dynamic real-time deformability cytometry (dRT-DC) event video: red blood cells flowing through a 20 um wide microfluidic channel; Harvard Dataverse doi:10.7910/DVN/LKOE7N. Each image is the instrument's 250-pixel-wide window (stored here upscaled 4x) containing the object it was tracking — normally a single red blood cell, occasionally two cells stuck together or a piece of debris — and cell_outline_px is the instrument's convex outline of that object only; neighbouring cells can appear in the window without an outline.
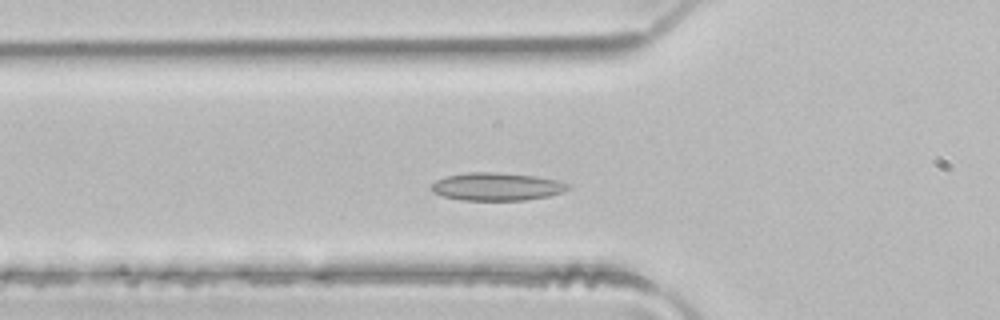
{"species": "common noctule bat (a hibernating species)", "species_latin": "Nyctalus noctula", "temperature_condition": "room temperature", "stored_images_in_passage": 33, "camera_frame_rate_fps": 3000, "um_per_image_px": 0.085, "animal": {"sex": "male", "body_mass_g": 21.5, "forearm_length_mm": 52.0}, "frame": {"image": 1, "passage_image": 9, "time_ms": 2.667, "image_size_px": [1000, 320], "cell_outline_px": [[572, 188], [564, 192], [548, 196], [524, 200], [460, 200], [444, 196], [432, 192], [428, 188], [436, 180], [444, 176], [468, 172], [496, 172], [536, 176], [560, 180], [568, 184]], "centroid_in_image_um": [42.22, 15.86], "position_along_channel_um": 83.6, "area_um2": 22.48}}
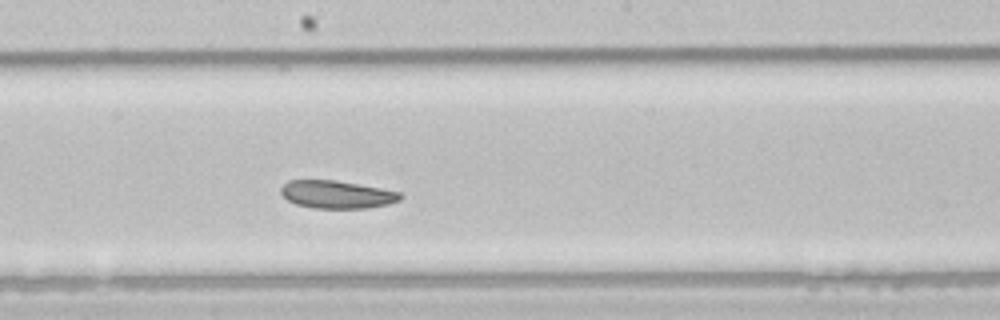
{"frame": {"image": 2, "passage_image": 19, "time_ms": 6.0, "image_size_px": [1000, 320], "cell_outline_px": [[404, 196], [400, 200], [388, 204], [364, 208], [312, 208], [296, 204], [288, 200], [280, 192], [280, 188], [288, 180], [336, 180], [380, 188], [400, 192]], "centroid_in_image_um": [28.62, 16.53], "position_along_channel_um": 219.6, "area_um2": 19.31}}
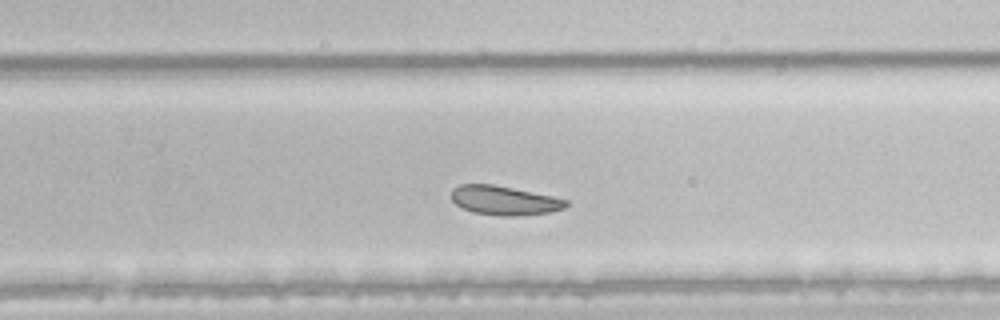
{"frame": {"image": 3, "passage_image": 24, "time_ms": 7.667, "image_size_px": [1000, 320], "cell_outline_px": [[568, 204], [564, 208], [548, 212], [512, 216], [500, 216], [472, 212], [456, 204], [452, 200], [452, 188], [460, 184], [492, 184], [552, 196], [568, 200]], "centroid_in_image_um": [42.84, 17.03], "position_along_channel_um": 287.0, "area_um2": 19.25}, "authors_computed_cell_mechanics": {"area_um2": 20.519, "velocity_mm_per_s": 4.0629, "shape_relaxation_time_tau1_ms": 2.3547, "shape_relaxation_time_tau2_ms": 5.2283, "deformation_change_tau1": 0.0708, "deformation_change_tau2": 0.1025}}